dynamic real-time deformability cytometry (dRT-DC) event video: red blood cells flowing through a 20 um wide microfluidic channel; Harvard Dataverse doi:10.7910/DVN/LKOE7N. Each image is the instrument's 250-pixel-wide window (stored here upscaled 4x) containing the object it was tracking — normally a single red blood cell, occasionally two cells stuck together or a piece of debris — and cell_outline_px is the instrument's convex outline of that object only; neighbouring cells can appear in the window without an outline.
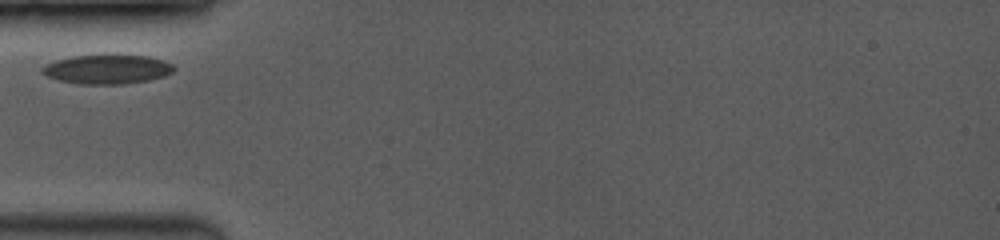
{"species": "common noctule bat (a hibernating species)", "species_latin": "Nyctalus noctula", "temperature_condition": "room temperature", "stored_images_in_passage": 17, "camera_frame_rate_fps": 3500, "um_per_image_px": 0.085, "animal": {"sex": "female", "body_mass_g": 19.0, "forearm_length_mm": 53.3}, "frame": {"image": 1, "passage_image": 1, "time_ms": 0.0, "image_size_px": [1000, 240], "cell_outline_px": [[176, 68], [172, 72], [164, 76], [148, 80], [124, 84], [80, 84], [60, 80], [48, 76], [40, 72], [40, 68], [44, 64], [56, 60], [72, 56], [148, 56], [164, 60], [172, 64]], "centroid_in_image_um": [9.1, 5.9], "position_along_channel_um": 75.9, "area_um2": 22.2}}
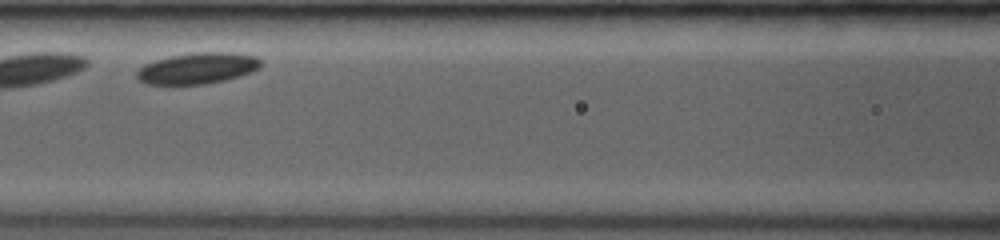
{"frame": {"image": 2, "passage_image": 8, "time_ms": 2.0, "image_size_px": [1000, 240], "cell_outline_px": [[264, 64], [260, 68], [252, 72], [240, 76], [224, 80], [204, 84], [172, 88], [144, 84], [136, 76], [136, 72], [144, 64], [156, 60], [172, 56], [196, 52], [232, 52], [256, 56]], "centroid_in_image_um": [16.76, 5.85], "position_along_channel_um": 149.8, "area_um2": 23.41}}
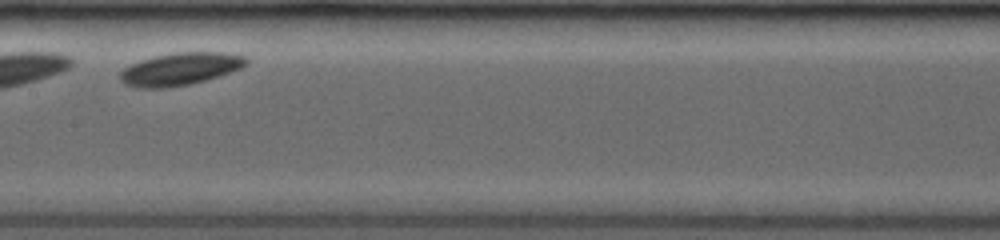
{"frame": {"image": 3, "passage_image": 12, "time_ms": 3.143, "image_size_px": [1000, 240], "cell_outline_px": [[248, 64], [240, 68], [204, 80], [188, 84], [164, 88], [136, 88], [124, 84], [120, 80], [120, 72], [124, 68], [140, 60], [152, 56], [176, 52], [224, 52], [244, 56], [248, 60]], "centroid_in_image_um": [15.27, 5.85], "position_along_channel_um": 192.1, "area_um2": 23.76}}